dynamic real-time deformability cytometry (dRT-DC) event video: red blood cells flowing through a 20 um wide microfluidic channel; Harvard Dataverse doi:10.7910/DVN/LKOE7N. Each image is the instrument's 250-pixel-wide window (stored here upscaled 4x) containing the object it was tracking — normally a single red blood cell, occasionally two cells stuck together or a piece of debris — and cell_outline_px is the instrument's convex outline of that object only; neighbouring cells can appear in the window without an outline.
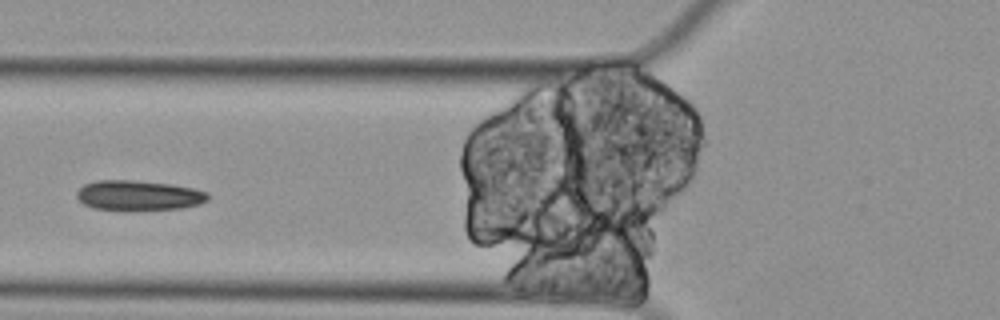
{"species": "Egyptian fruit bat (a non-hibernating species)", "species_latin": "Rousettus aegyptiacus", "temperature_condition": "cold", "stored_images_in_passage": 16, "camera_frame_rate_fps": 3000, "um_per_image_px": 0.085, "animal": {"sex": "female"}, "frame": {"image": 1, "passage_image": 6, "time_ms": 1.667, "image_size_px": [1000, 320], "cell_outline_px": [[208, 200], [200, 204], [184, 208], [132, 212], [124, 212], [92, 208], [84, 204], [76, 196], [76, 192], [84, 184], [96, 180], [132, 180], [172, 184], [192, 188], [208, 192]], "centroid_in_image_um": [11.77, 16.65], "position_along_channel_um": 114.0, "area_um2": 23.76}}
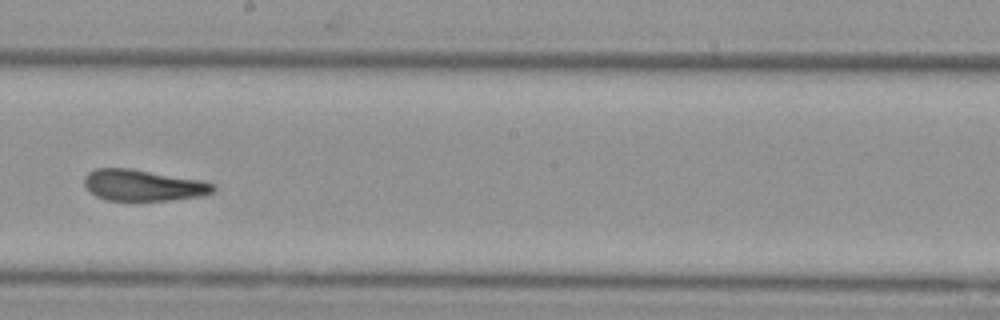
{"frame": {"image": 2, "passage_image": 9, "time_ms": 2.667, "image_size_px": [1000, 320], "cell_outline_px": [[216, 188], [212, 192], [204, 196], [168, 200], [104, 200], [96, 196], [84, 184], [84, 176], [88, 172], [96, 168], [132, 168], [204, 180], [216, 184]], "centroid_in_image_um": [12.21, 15.73], "position_along_channel_um": 236.0, "area_um2": 23.76}}
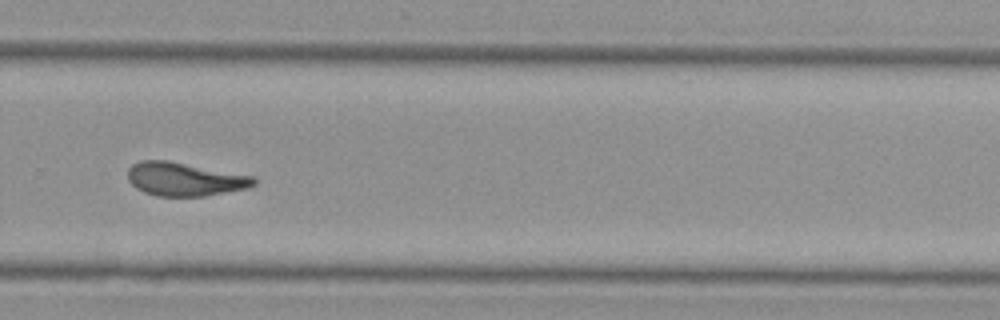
{"frame": {"image": 3, "passage_image": 11, "time_ms": 3.333, "image_size_px": [1000, 320], "cell_outline_px": [[256, 184], [248, 188], [204, 196], [156, 196], [144, 192], [136, 188], [128, 180], [128, 168], [132, 164], [140, 160], [168, 160], [256, 176]], "centroid_in_image_um": [15.71, 15.22], "position_along_channel_um": 314.1, "area_um2": 24.85}}